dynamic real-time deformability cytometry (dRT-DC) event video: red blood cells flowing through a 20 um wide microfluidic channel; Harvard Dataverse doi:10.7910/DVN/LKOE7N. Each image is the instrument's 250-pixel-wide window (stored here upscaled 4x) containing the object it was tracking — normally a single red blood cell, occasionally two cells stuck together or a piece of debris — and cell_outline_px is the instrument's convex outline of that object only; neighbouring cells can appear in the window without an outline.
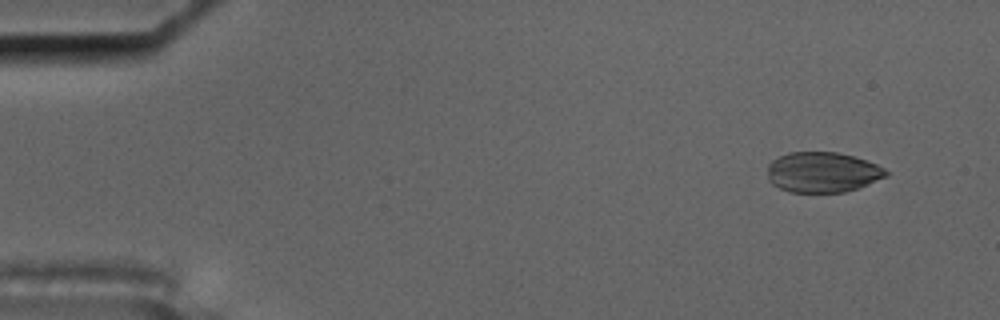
{"species": "common noctule bat (a hibernating species)", "species_latin": "Nyctalus noctula", "temperature_condition": "cold", "stored_images_in_passage": 57, "camera_frame_rate_fps": 3000, "um_per_image_px": 0.085, "animal": {"sex": "male", "body_mass_g": 17.5, "forearm_length_mm": 52.3}, "frame": {"image": 1, "passage_image": 5, "time_ms": 1.333, "image_size_px": [1000, 320], "cell_outline_px": [[888, 176], [856, 188], [844, 192], [788, 192], [772, 184], [768, 180], [768, 164], [772, 160], [788, 152], [836, 152], [852, 156], [876, 164], [884, 168], [888, 172]], "centroid_in_image_um": [69.88, 14.64], "position_along_channel_um": 15.1, "area_um2": 27.74}}
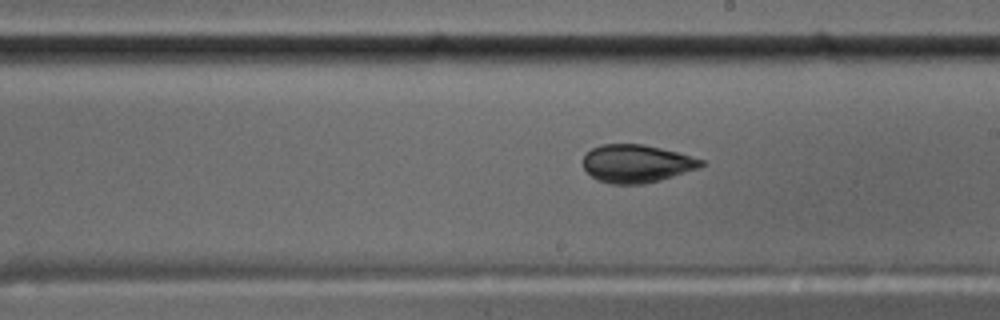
{"frame": {"image": 2, "passage_image": 33, "time_ms": 10.667, "image_size_px": [1000, 320], "cell_outline_px": [[708, 164], [700, 168], [660, 180], [644, 184], [612, 184], [596, 180], [584, 168], [584, 156], [592, 148], [600, 144], [644, 144], [676, 152], [704, 160]], "centroid_in_image_um": [54.13, 13.91], "position_along_channel_um": 234.9, "area_um2": 26.13}}
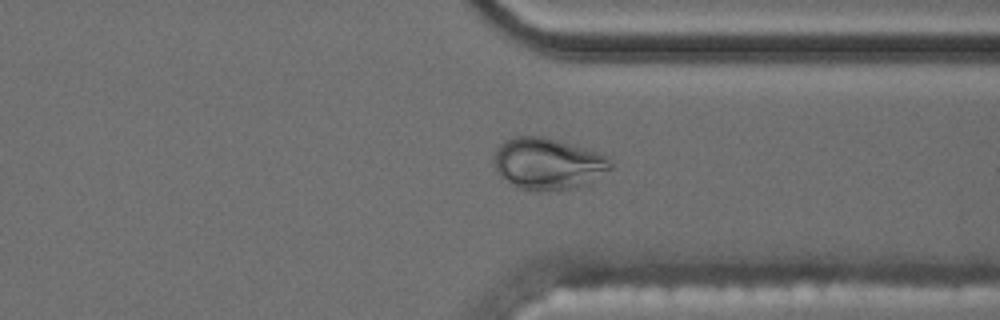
{"frame": {"image": 3, "passage_image": 44, "time_ms": 14.333, "image_size_px": [1000, 320], "cell_outline_px": [[612, 168], [592, 184], [576, 188], [520, 188], [500, 176], [496, 172], [492, 160], [496, 148], [504, 140], [512, 136], [544, 136], [600, 152], [608, 156], [612, 164]], "centroid_in_image_um": [46.61, 13.87], "position_along_channel_um": 364.8, "area_um2": 35.14}, "authors_computed_cell_mechanics": {"area_um2": 28.7844, "velocity_mm_per_s": 3.5389, "shape_relaxation_time_tau1_ms": 8.9417, "shape_relaxation_time_tau2_ms": null, "deformation_change_tau1": 0.2511, "deformation_change_tau2": null}}